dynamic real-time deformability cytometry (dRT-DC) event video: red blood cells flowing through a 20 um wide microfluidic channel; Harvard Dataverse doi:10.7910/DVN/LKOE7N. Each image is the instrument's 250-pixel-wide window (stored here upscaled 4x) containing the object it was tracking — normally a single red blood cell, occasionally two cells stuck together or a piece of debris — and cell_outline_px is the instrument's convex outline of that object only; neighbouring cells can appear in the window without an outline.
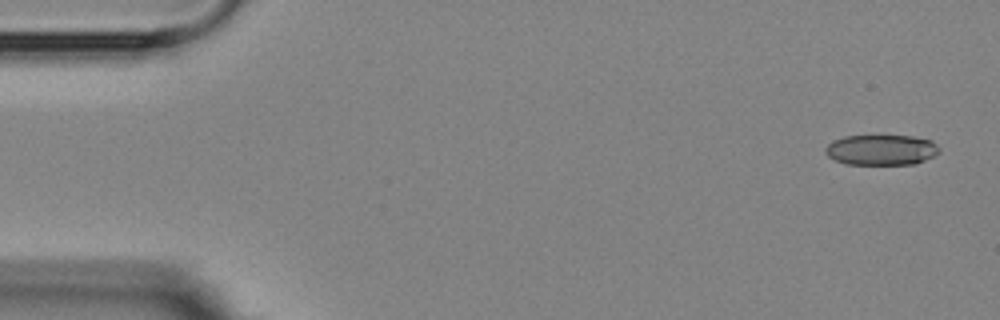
{"species": "Egyptian fruit bat (a non-hibernating species)", "species_latin": "Rousettus aegyptiacus", "temperature_condition": "room temperature", "stored_images_in_passage": 5, "segment_of_instrument_passage": [2, 2], "camera_frame_rate_fps": 3000, "um_per_image_px": 0.085, "animal": {"sex": "female"}, "frame": {"image": 1, "passage_image": 5, "time_ms": 5.333, "image_size_px": [1000, 320], "cell_outline_px": [[940, 152], [916, 164], [848, 164], [836, 160], [828, 156], [824, 152], [824, 148], [832, 140], [844, 136], [912, 136], [932, 140], [940, 148]], "centroid_in_image_um": [74.9, 12.73], "position_along_channel_um": 10.1, "area_um2": 20.23}}